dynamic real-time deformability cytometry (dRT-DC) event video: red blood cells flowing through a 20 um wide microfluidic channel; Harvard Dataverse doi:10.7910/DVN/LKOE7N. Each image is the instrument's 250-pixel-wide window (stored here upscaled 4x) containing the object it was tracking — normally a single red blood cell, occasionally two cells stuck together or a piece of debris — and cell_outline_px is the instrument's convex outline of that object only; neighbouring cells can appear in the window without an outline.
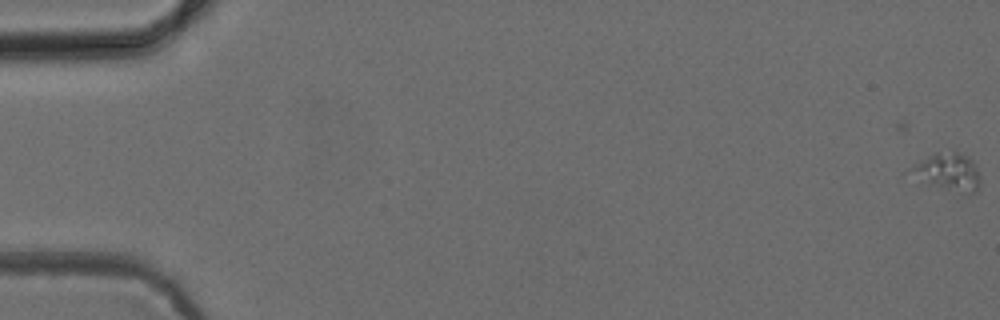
{"species": "common noctule bat (a hibernating species)", "species_latin": "Nyctalus noctula", "temperature_condition": "cold", "stored_images_in_passage": 5, "camera_frame_rate_fps": 3000, "um_per_image_px": 0.085, "animal": {"sex": "female", "body_mass_g": 24.6, "forearm_length_mm": 56.2}, "frame": {"image": 1, "passage_image": 1, "time_ms": 0.0, "image_size_px": [1000, 320], "cell_outline_px": [[980, 184], [972, 192], [944, 188], [928, 180], [912, 168], [928, 156], [936, 152], [956, 152], [972, 160], [976, 168], [980, 180]], "centroid_in_image_um": [80.73, 14.55], "position_along_channel_um": 4.3, "area_um2": 13.29}}